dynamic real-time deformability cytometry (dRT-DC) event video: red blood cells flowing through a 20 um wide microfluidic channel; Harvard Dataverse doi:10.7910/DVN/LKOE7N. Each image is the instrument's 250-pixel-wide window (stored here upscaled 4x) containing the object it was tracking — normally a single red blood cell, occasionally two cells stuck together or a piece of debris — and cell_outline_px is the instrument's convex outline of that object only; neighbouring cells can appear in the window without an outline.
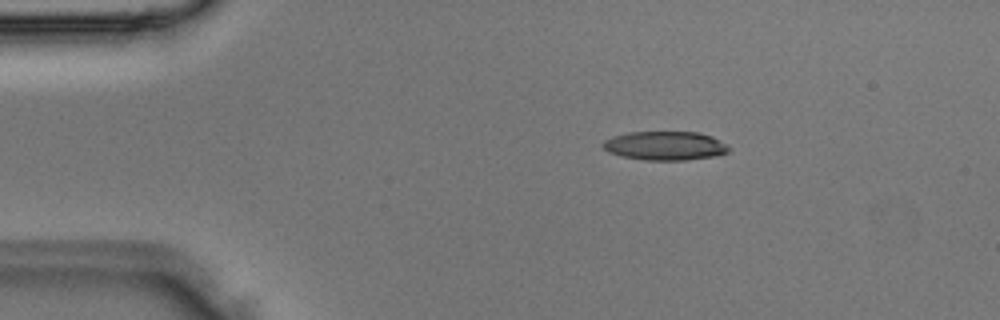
{"species": "Egyptian fruit bat (a non-hibernating species)", "species_latin": "Rousettus aegyptiacus", "temperature_condition": "room temperature", "stored_images_in_passage": 4, "camera_frame_rate_fps": 3000, "um_per_image_px": 0.085, "animal": {"sex": "male"}, "frame": {"image": 1, "passage_image": 2, "time_ms": 0.333, "image_size_px": [1000, 320], "cell_outline_px": [[728, 152], [716, 156], [684, 160], [644, 160], [620, 156], [608, 152], [600, 144], [604, 140], [612, 136], [628, 132], [696, 132], [712, 136], [724, 144], [728, 148]], "centroid_in_image_um": [56.47, 12.39], "position_along_channel_um": 28.5, "area_um2": 21.15}}